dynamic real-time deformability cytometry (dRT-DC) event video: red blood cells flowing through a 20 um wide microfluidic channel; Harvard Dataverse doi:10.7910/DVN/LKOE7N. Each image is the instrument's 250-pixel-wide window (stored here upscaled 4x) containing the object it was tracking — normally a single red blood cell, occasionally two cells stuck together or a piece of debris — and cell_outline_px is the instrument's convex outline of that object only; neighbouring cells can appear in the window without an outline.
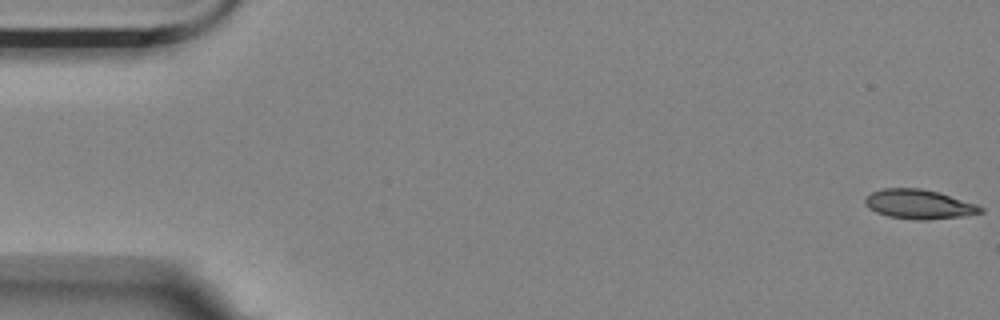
{"species": "Egyptian fruit bat (a non-hibernating species)", "species_latin": "Rousettus aegyptiacus", "temperature_condition": "room temperature", "stored_images_in_passage": 20, "camera_frame_rate_fps": 3000, "um_per_image_px": 0.085, "animal": {"sex": "female"}, "frame": {"image": 1, "passage_image": 1, "time_ms": 0.0, "image_size_px": [1000, 320], "cell_outline_px": [[984, 212], [964, 216], [928, 220], [916, 220], [888, 216], [876, 212], [868, 208], [864, 204], [864, 200], [872, 192], [884, 188], [920, 188], [936, 192], [976, 204], [984, 208]], "centroid_in_image_um": [78.1, 17.37], "position_along_channel_um": 6.9, "area_um2": 19.65}}
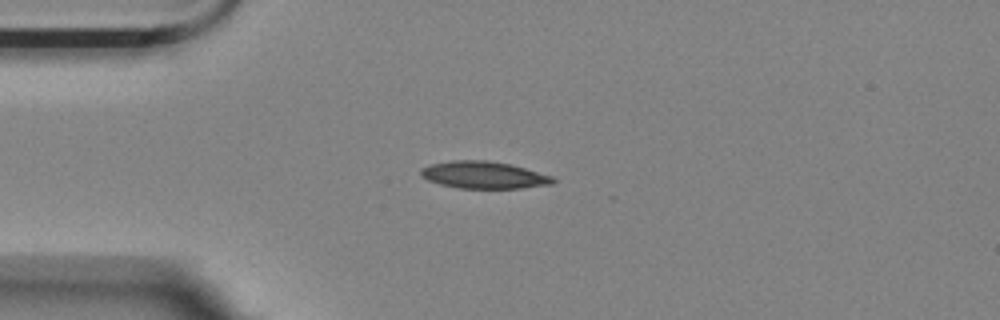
{"frame": {"image": 2, "passage_image": 14, "time_ms": 4.333, "image_size_px": [1000, 320], "cell_outline_px": [[556, 180], [552, 184], [520, 188], [460, 188], [440, 184], [428, 180], [420, 176], [420, 168], [432, 164], [452, 160], [488, 160], [512, 164], [552, 176]], "centroid_in_image_um": [41.11, 14.86], "position_along_channel_um": 43.9, "area_um2": 20.92}}
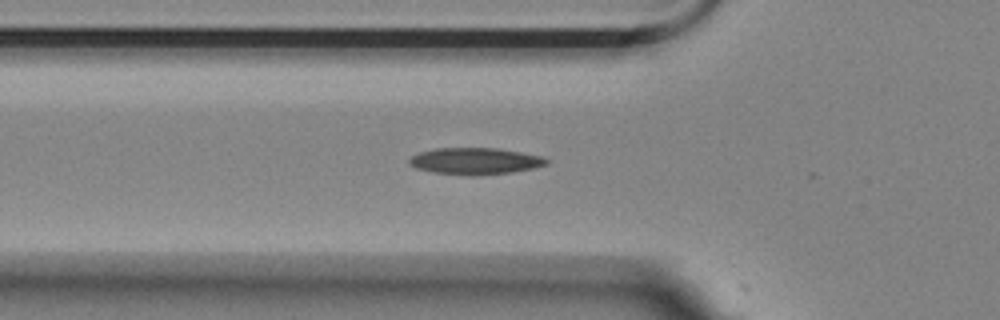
{"frame": {"image": 3, "passage_image": 19, "time_ms": 6.0, "image_size_px": [1000, 320], "cell_outline_px": [[548, 164], [536, 168], [512, 172], [476, 176], [472, 176], [432, 172], [416, 168], [408, 164], [408, 160], [412, 156], [420, 152], [436, 148], [496, 148], [520, 152], [540, 156], [548, 160]], "centroid_in_image_um": [40.38, 13.7], "position_along_channel_um": 85.4, "area_um2": 21.39}}